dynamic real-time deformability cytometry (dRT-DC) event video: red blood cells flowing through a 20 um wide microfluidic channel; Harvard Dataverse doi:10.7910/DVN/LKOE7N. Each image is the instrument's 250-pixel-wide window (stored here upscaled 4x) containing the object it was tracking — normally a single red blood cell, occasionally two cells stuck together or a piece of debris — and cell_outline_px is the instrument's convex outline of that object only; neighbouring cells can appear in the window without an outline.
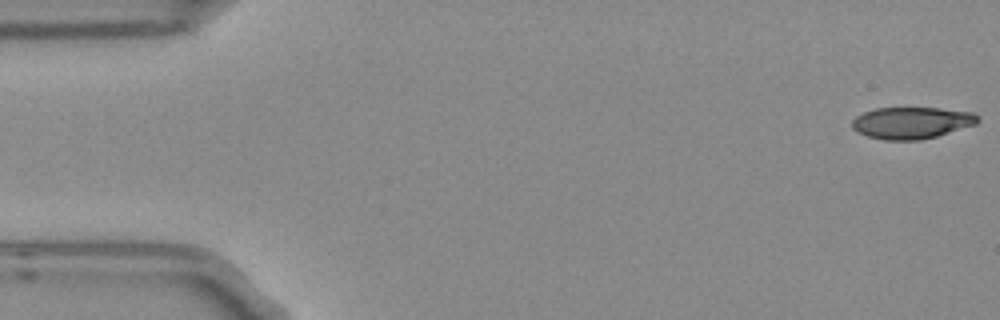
{"species": "Egyptian fruit bat (a non-hibernating species)", "species_latin": "Rousettus aegyptiacus", "temperature_condition": "room temperature", "stored_images_in_passage": 5, "camera_frame_rate_fps": 3000, "um_per_image_px": 0.085, "frame": {"image": 1, "passage_image": 1, "time_ms": 0.0, "image_size_px": [1000, 320], "cell_outline_px": [[980, 120], [976, 124], [936, 136], [920, 140], [884, 140], [868, 136], [856, 132], [852, 128], [852, 120], [856, 116], [864, 112], [876, 108], [936, 108], [972, 112]], "centroid_in_image_um": [77.45, 10.44], "position_along_channel_um": 7.6, "area_um2": 23.12}}
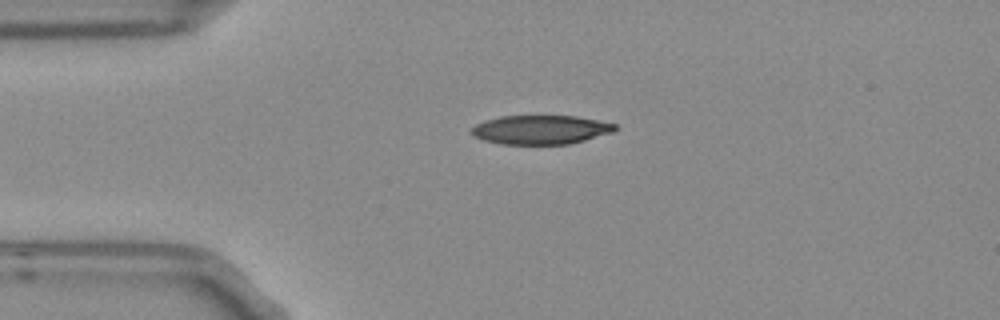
{"frame": {"image": 2, "passage_image": 4, "time_ms": 1.0, "image_size_px": [1000, 320], "cell_outline_px": [[616, 128], [612, 132], [584, 140], [568, 144], [500, 144], [484, 140], [472, 136], [468, 132], [476, 124], [484, 120], [500, 116], [576, 116], [616, 124]], "centroid_in_image_um": [45.88, 11.02], "position_along_channel_um": 39.1, "area_um2": 24.22}}